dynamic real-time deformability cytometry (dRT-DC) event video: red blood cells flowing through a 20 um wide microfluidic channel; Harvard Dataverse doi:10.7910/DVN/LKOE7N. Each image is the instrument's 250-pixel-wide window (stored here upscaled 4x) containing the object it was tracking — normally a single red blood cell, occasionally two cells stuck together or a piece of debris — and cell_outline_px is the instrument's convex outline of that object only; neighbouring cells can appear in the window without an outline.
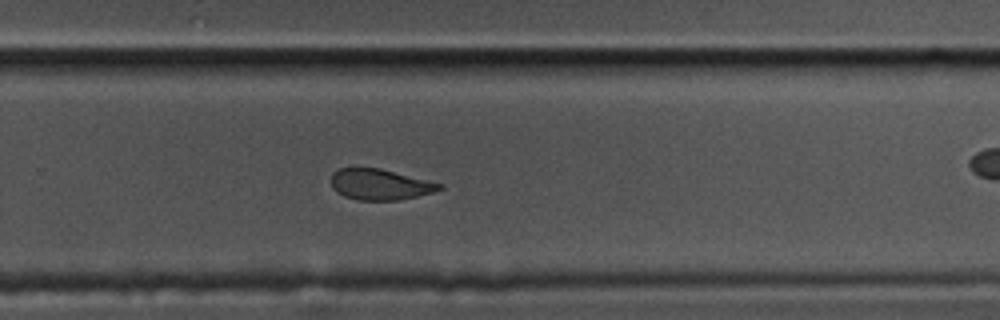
{"species": "common noctule bat (a hibernating species)", "species_latin": "Nyctalus noctula", "temperature_condition": "cold", "stored_images_in_passage": 50, "camera_frame_rate_fps": 3000, "um_per_image_px": 0.085, "animal": {"sex": "male", "body_mass_g": 17.5, "forearm_length_mm": 52.3}, "frame": {"image": 1, "passage_image": 29, "time_ms": 9.333, "image_size_px": [1000, 320], "cell_outline_px": [[444, 188], [432, 192], [400, 200], [356, 200], [344, 196], [336, 192], [332, 188], [332, 172], [340, 168], [380, 168], [444, 184]], "centroid_in_image_um": [32.29, 15.68], "position_along_channel_um": 297.5, "area_um2": 19.48}}
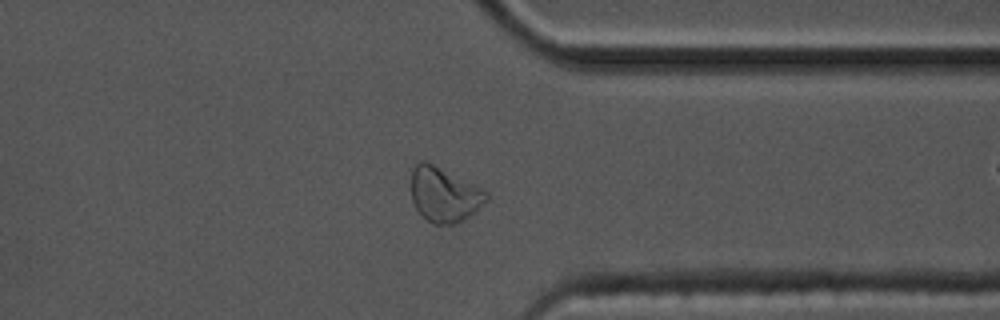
{"frame": {"image": 2, "passage_image": 36, "time_ms": 11.667, "image_size_px": [1000, 320], "cell_outline_px": [[488, 200], [468, 216], [456, 224], [432, 224], [416, 208], [412, 200], [412, 168], [420, 160], [428, 160], [488, 192]], "centroid_in_image_um": [37.74, 16.51], "position_along_channel_um": 373.7, "area_um2": 23.81}, "authors_computed_cell_mechanics": {"area_um2": 21.4438, "velocity_mm_per_s": 3.3932, "shape_relaxation_time_tau1_ms": 4.6152, "shape_relaxation_time_tau2_ms": 3.3829, "deformation_change_tau1": 0.1647, "deformation_change_tau2": 0.0919}}